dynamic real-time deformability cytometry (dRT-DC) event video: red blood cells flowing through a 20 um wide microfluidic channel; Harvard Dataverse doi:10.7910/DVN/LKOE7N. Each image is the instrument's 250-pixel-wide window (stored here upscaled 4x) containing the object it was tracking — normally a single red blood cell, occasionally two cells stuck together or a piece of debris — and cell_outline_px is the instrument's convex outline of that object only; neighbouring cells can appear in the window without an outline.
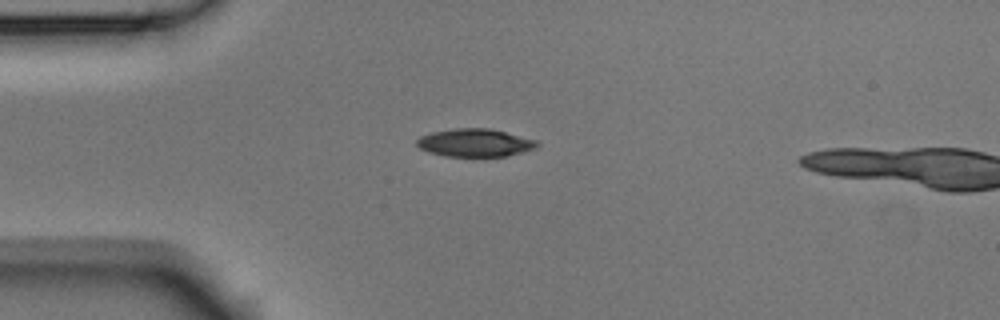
{"species": "Egyptian fruit bat (a non-hibernating species)", "species_latin": "Rousettus aegyptiacus", "temperature_condition": "room temperature", "stored_images_in_passage": 4, "camera_frame_rate_fps": 3000, "um_per_image_px": 0.085, "animal": {"sex": "male"}, "frame": {"image": 1, "passage_image": 3, "time_ms": 0.667, "image_size_px": [1000, 320], "cell_outline_px": [[540, 144], [536, 148], [508, 156], [444, 156], [428, 152], [420, 148], [416, 144], [416, 140], [420, 136], [432, 132], [456, 128], [488, 128], [536, 140]], "centroid_in_image_um": [40.35, 12.14], "position_along_channel_um": 44.6, "area_um2": 19.48}}